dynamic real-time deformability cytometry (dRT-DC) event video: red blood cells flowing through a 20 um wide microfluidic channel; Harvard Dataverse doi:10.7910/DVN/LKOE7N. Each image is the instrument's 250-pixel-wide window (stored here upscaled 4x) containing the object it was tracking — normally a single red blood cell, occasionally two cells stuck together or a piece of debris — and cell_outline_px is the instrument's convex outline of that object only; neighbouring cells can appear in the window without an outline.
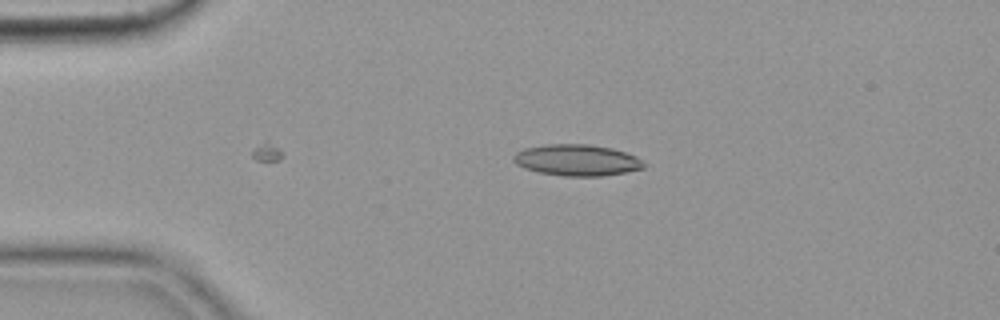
{"species": "common noctule bat (a hibernating species)", "species_latin": "Nyctalus noctula", "temperature_condition": "cold", "stored_images_in_passage": 33, "camera_frame_rate_fps": 3000, "um_per_image_px": 0.085, "animal": {"sex": "female", "body_mass_g": 19.9}, "frame": {"image": 1, "passage_image": 1, "time_ms": 0.0, "image_size_px": [1000, 320], "cell_outline_px": [[648, 164], [644, 168], [624, 172], [600, 176], [564, 176], [540, 172], [524, 168], [516, 164], [512, 160], [512, 156], [516, 152], [524, 148], [544, 144], [588, 144], [612, 148], [636, 156]], "centroid_in_image_um": [49.02, 13.6], "position_along_channel_um": 36.0, "area_um2": 23.87}}
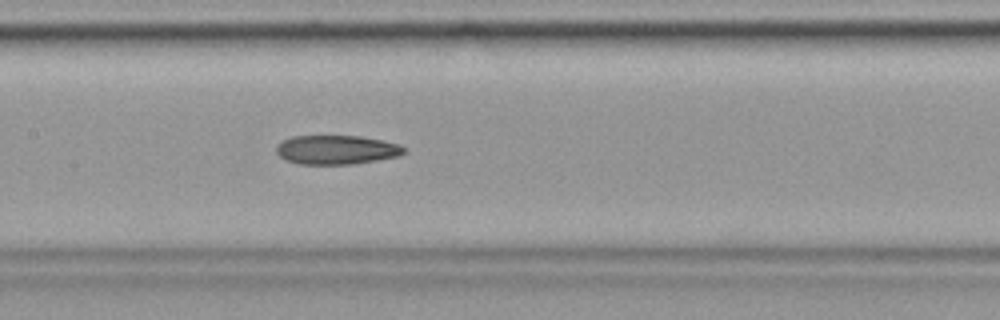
{"frame": {"image": 2, "passage_image": 16, "time_ms": 5.0, "image_size_px": [1000, 320], "cell_outline_px": [[408, 152], [400, 156], [352, 164], [300, 164], [284, 160], [276, 152], [276, 148], [284, 140], [292, 136], [360, 136], [384, 140], [400, 144], [408, 148]], "centroid_in_image_um": [28.68, 12.73], "position_along_channel_um": 178.7, "area_um2": 21.85}}
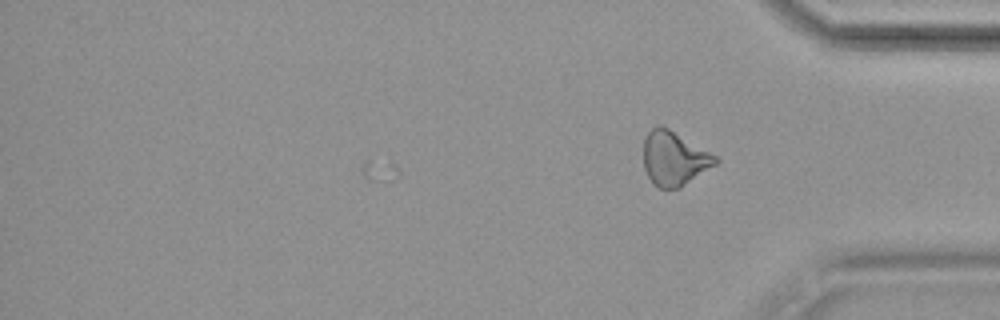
{"frame": {"image": 3, "passage_image": 33, "time_ms": 10.667, "image_size_px": [1000, 320], "cell_outline_px": [[720, 160], [716, 164], [680, 188], [660, 188], [652, 184], [644, 168], [644, 140], [648, 132], [656, 124], [660, 124], [668, 128], [716, 156]], "centroid_in_image_um": [57.28, 13.47], "position_along_channel_um": 377.9, "area_um2": 22.54}, "authors_computed_cell_mechanics": {"area_um2": 22.1952, "velocity_mm_per_s": 3.5997, "shape_relaxation_time_tau1_ms": null, "shape_relaxation_time_tau2_ms": 9.8565, "deformation_change_tau1": null, "deformation_change_tau2": 0.2193}}